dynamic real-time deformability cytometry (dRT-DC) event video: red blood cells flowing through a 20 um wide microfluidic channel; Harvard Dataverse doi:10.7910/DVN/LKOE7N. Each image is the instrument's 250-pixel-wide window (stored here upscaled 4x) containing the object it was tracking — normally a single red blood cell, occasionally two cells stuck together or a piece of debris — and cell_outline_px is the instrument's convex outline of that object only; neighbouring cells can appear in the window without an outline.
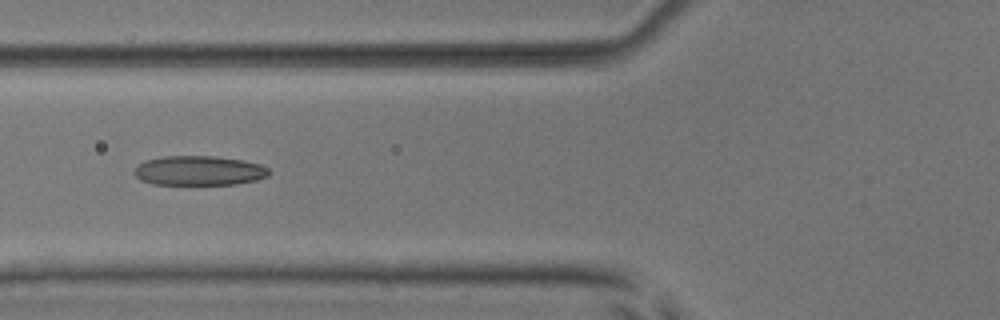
{"species": "common noctule bat (a hibernating species)", "species_latin": "Nyctalus noctula", "temperature_condition": "room temperature", "stored_images_in_passage": 6, "camera_frame_rate_fps": 3000, "um_per_image_px": 0.085, "animal": {"sex": "male", "body_mass_g": 17.9, "forearm_length_mm": 54.2}, "frame": {"image": 1, "passage_image": 6, "time_ms": 1.667, "image_size_px": [1000, 320], "cell_outline_px": [[272, 172], [268, 176], [256, 180], [236, 184], [152, 184], [140, 180], [132, 172], [144, 160], [164, 156], [212, 156], [244, 160], [260, 164], [268, 168]], "centroid_in_image_um": [16.93, 14.5], "position_along_channel_um": 108.9, "area_um2": 23.29}}